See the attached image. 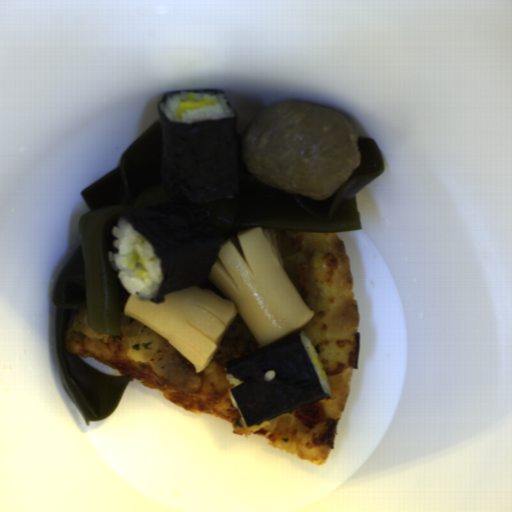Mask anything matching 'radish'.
I'll return each mask as SVG.
<instances>
[{"label": "radish", "mask_w": 512, "mask_h": 512, "mask_svg": "<svg viewBox=\"0 0 512 512\" xmlns=\"http://www.w3.org/2000/svg\"><path fill=\"white\" fill-rule=\"evenodd\" d=\"M211 103V101H206V100H191V99H188V100H183L182 102H180L179 106H178V111H183V110H190V109H195V108H199V107H204V106H209Z\"/></svg>", "instance_id": "radish-1"}, {"label": "radish", "mask_w": 512, "mask_h": 512, "mask_svg": "<svg viewBox=\"0 0 512 512\" xmlns=\"http://www.w3.org/2000/svg\"><path fill=\"white\" fill-rule=\"evenodd\" d=\"M131 257H132L134 262L132 264H130V267L132 269L135 268V267H139V270L137 272H135L139 276H142L143 274H145L147 271H146L145 266H144V264H143V262L141 260L140 255L137 252L133 251Z\"/></svg>", "instance_id": "radish-2"}, {"label": "radish", "mask_w": 512, "mask_h": 512, "mask_svg": "<svg viewBox=\"0 0 512 512\" xmlns=\"http://www.w3.org/2000/svg\"><path fill=\"white\" fill-rule=\"evenodd\" d=\"M311 358H312V360L314 361V363H315V365H316V367H317V369H318V371H319V373H320V375H321L322 379L327 380V376H326V374H325V372H324V369H323V367H322V364H321V362H320V359H319L318 355H316L315 353H313V355H312V357H311Z\"/></svg>", "instance_id": "radish-3"}]
</instances>
